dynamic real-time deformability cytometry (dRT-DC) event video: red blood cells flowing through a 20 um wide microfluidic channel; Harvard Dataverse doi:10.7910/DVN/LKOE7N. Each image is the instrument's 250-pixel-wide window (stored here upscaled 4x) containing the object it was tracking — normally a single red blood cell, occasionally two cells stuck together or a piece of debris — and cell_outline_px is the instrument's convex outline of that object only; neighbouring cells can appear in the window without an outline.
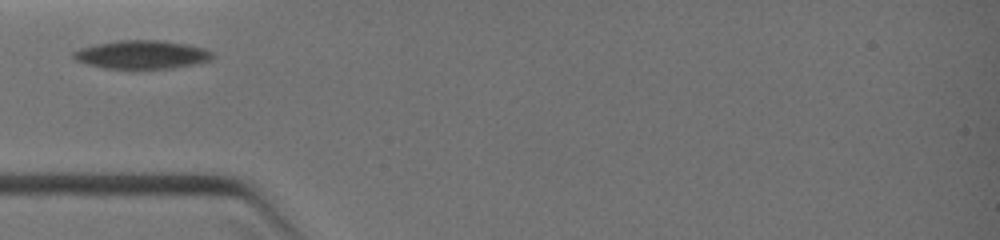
{"species": "common noctule bat (a hibernating species)", "species_latin": "Nyctalus noctula", "temperature_condition": "warm", "stored_images_in_passage": 14, "camera_frame_rate_fps": 3000, "um_per_image_px": 0.085, "animal": {"sex": "female", "body_mass_g": 19.0, "forearm_length_mm": 51.5}, "frame": {"image": 1, "passage_image": 1, "time_ms": 0.0, "image_size_px": [1000, 240], "cell_outline_px": [[212, 56], [208, 60], [192, 64], [172, 68], [104, 68], [88, 64], [76, 60], [72, 56], [72, 52], [80, 48], [96, 44], [120, 40], [156, 40], [184, 44], [204, 48], [212, 52]], "centroid_in_image_um": [12.0, 4.63], "position_along_channel_um": 73.0, "area_um2": 22.54}}
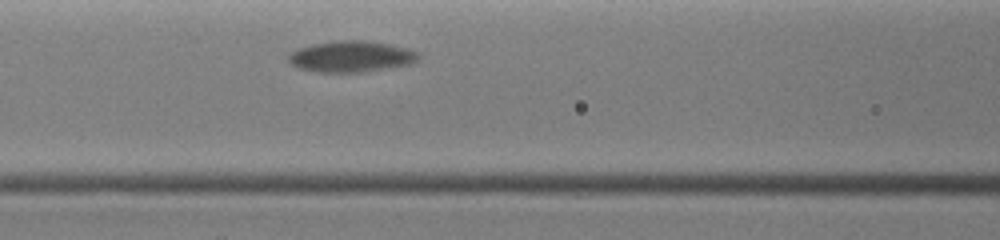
{"frame": {"image": 2, "passage_image": 8, "time_ms": 1.333, "image_size_px": [1000, 240], "cell_outline_px": [[420, 60], [412, 64], [392, 68], [360, 72], [316, 72], [296, 68], [288, 60], [288, 56], [296, 48], [312, 44], [340, 40], [368, 40], [408, 48], [416, 52], [420, 56]], "centroid_in_image_um": [29.87, 4.81], "position_along_channel_um": 136.7, "area_um2": 23.93}}
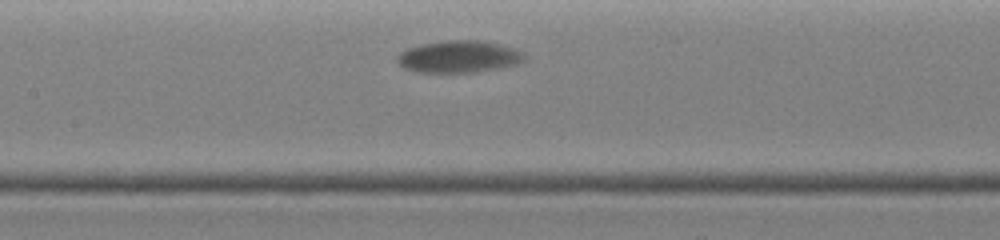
{"frame": {"image": 3, "passage_image": 11, "time_ms": 2.0, "image_size_px": [1000, 240], "cell_outline_px": [[524, 60], [516, 64], [500, 68], [476, 72], [416, 72], [404, 68], [396, 60], [396, 56], [400, 52], [408, 48], [420, 44], [448, 40], [480, 40], [500, 44], [524, 52]], "centroid_in_image_um": [38.98, 4.81], "position_along_channel_um": 168.4, "area_um2": 23.76}}